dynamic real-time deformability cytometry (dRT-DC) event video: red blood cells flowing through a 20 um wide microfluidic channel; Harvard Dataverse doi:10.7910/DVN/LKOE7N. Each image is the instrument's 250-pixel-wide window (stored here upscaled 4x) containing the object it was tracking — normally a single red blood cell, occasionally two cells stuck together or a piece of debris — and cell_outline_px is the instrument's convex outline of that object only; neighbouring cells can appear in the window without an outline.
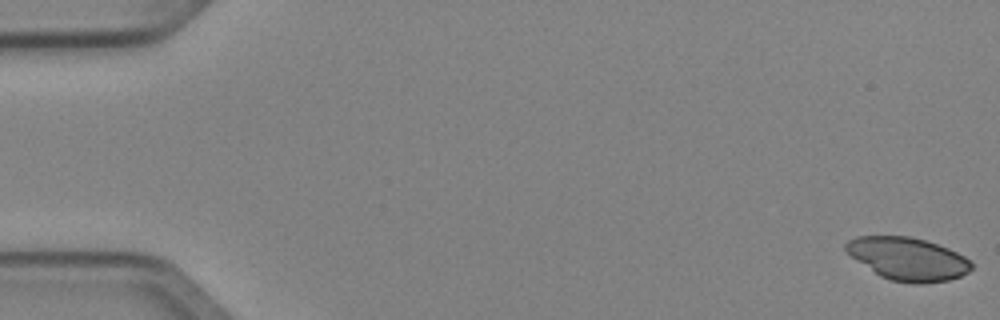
{"species": "Egyptian fruit bat (a non-hibernating species)", "species_latin": "Rousettus aegyptiacus", "temperature_condition": "cold", "stored_images_in_passage": 51, "camera_frame_rate_fps": 3000, "um_per_image_px": 0.085, "animal": {"sex": "female"}, "frame": {"image": 1, "passage_image": 1, "time_ms": 0.0, "image_size_px": [1000, 320], "cell_outline_px": [[972, 268], [968, 272], [960, 276], [948, 280], [924, 284], [912, 284], [892, 280], [880, 276], [852, 256], [844, 248], [844, 244], [848, 240], [856, 236], [908, 236], [924, 240], [948, 248], [972, 260]], "centroid_in_image_um": [77.19, 22.0], "position_along_channel_um": 7.8, "area_um2": 31.21}}
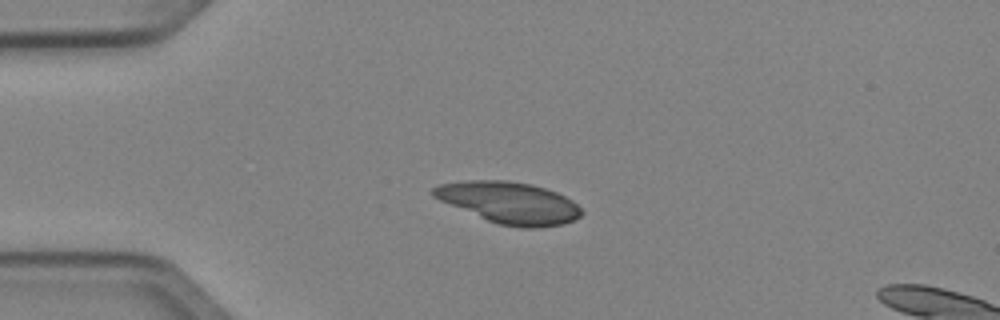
{"frame": {"image": 2, "passage_image": 13, "time_ms": 4.0, "image_size_px": [1000, 320], "cell_outline_px": [[584, 212], [580, 216], [564, 224], [536, 228], [520, 228], [500, 224], [488, 220], [440, 200], [432, 196], [432, 188], [440, 184], [464, 180], [508, 180], [532, 184], [556, 192], [572, 200]], "centroid_in_image_um": [43.3, 17.22], "position_along_channel_um": 41.7, "area_um2": 35.66}}
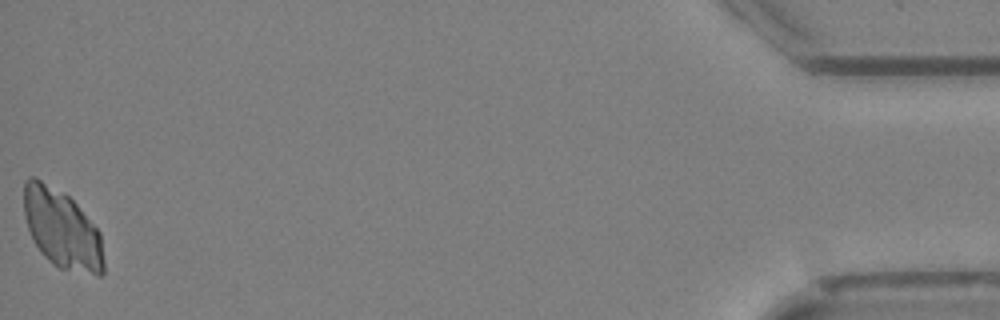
{"frame": {"image": 3, "passage_image": 51, "time_ms": 16.667, "image_size_px": [1000, 320], "cell_outline_px": [[104, 272], [100, 276], [96, 276], [60, 268], [48, 260], [40, 252], [32, 240], [24, 216], [24, 180], [28, 176], [36, 176], [68, 196], [76, 204], [100, 232], [104, 260]], "centroid_in_image_um": [5.25, 19.48], "position_along_channel_um": 429.9, "area_um2": 36.93}}